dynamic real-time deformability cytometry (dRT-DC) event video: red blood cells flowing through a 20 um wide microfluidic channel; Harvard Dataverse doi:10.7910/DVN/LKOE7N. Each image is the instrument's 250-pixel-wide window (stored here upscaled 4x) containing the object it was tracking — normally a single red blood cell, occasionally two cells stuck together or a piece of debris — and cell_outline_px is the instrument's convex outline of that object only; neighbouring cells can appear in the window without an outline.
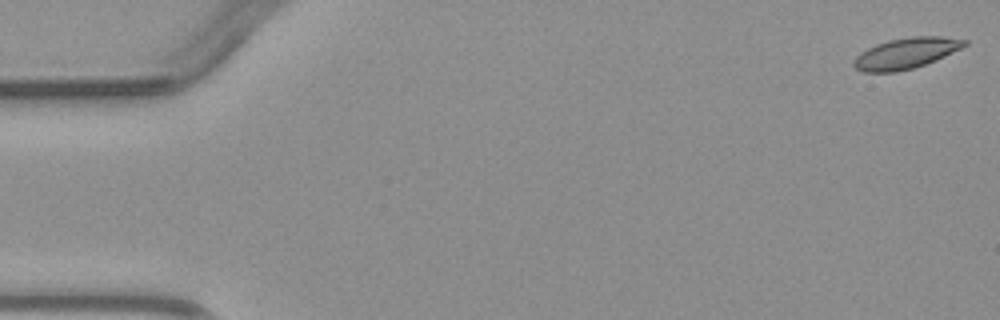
{"species": "common noctule bat (a hibernating species)", "species_latin": "Nyctalus noctula", "temperature_condition": "warm", "stored_images_in_passage": 4, "camera_frame_rate_fps": 3000, "um_per_image_px": 0.085, "animal": {"sex": "male", "body_mass_g": 23.1, "forearm_length_mm": 52.7}, "frame": {"image": 1, "passage_image": 1, "time_ms": 0.0, "image_size_px": [1000, 320], "cell_outline_px": [[968, 44], [936, 60], [912, 68], [896, 72], [864, 72], [856, 68], [852, 64], [852, 60], [860, 52], [876, 44], [888, 40], [908, 36], [940, 36], [968, 40]], "centroid_in_image_um": [76.97, 4.52], "position_along_channel_um": 8.0, "area_um2": 19.88}}
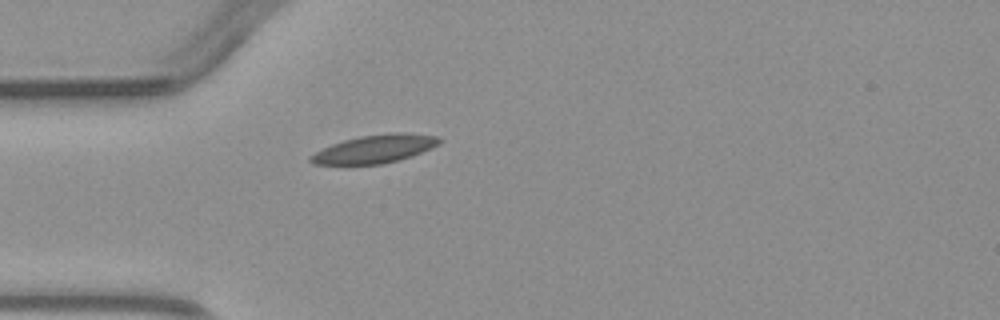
{"frame": {"image": 2, "passage_image": 4, "time_ms": 4.333, "image_size_px": [1000, 320], "cell_outline_px": [[444, 140], [440, 144], [432, 148], [412, 156], [400, 160], [384, 164], [316, 164], [308, 160], [308, 156], [332, 144], [344, 140], [360, 136], [392, 132], [404, 132], [436, 136]], "centroid_in_image_um": [31.91, 12.65], "position_along_channel_um": 53.1, "area_um2": 21.21}}